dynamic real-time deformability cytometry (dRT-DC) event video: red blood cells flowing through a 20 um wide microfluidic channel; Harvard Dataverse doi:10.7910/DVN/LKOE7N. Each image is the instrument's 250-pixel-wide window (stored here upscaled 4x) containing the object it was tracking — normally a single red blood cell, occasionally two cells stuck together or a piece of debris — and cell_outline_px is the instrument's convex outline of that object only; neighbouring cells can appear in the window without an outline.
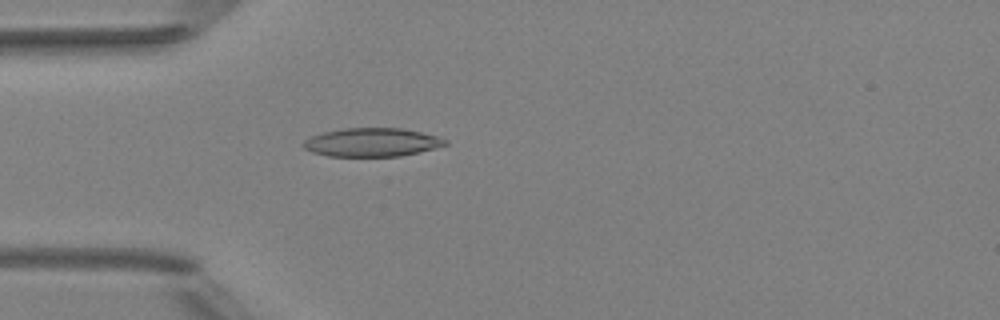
{"species": "Egyptian fruit bat (a non-hibernating species)", "species_latin": "Rousettus aegyptiacus", "temperature_condition": "room temperature", "stored_images_in_passage": 5, "camera_frame_rate_fps": 3000, "um_per_image_px": 0.085, "animal": {"sex": "female"}, "frame": {"image": 1, "passage_image": 5, "time_ms": 4.667, "image_size_px": [1000, 320], "cell_outline_px": [[448, 144], [400, 156], [328, 156], [312, 152], [304, 148], [300, 144], [304, 140], [312, 136], [324, 132], [344, 128], [404, 128], [436, 136], [448, 140]], "centroid_in_image_um": [31.57, 12.09], "position_along_channel_um": 53.4, "area_um2": 23.41}}